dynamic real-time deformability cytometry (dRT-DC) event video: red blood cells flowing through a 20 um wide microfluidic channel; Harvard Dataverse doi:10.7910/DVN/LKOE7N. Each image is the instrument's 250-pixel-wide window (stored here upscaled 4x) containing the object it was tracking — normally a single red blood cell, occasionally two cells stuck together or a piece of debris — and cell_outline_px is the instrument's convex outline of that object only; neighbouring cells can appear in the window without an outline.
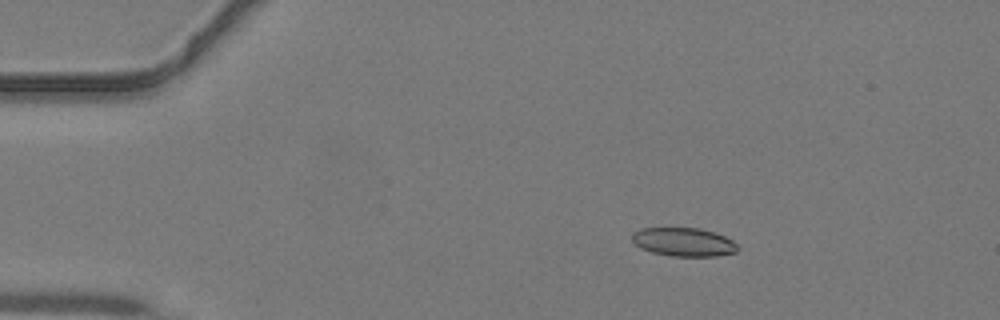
{"species": "common noctule bat (a hibernating species)", "species_latin": "Nyctalus noctula", "temperature_condition": "warm", "stored_images_in_passage": 43, "camera_frame_rate_fps": 3000, "um_per_image_px": 0.085, "animal": {"sex": "male", "body_mass_g": 19.2, "forearm_length_mm": 51.8}, "frame": {"image": 1, "passage_image": 7, "time_ms": 2.0, "image_size_px": [1000, 320], "cell_outline_px": [[740, 248], [736, 252], [716, 256], [672, 256], [652, 252], [640, 248], [632, 240], [632, 232], [640, 228], [700, 228], [724, 236], [732, 240]], "centroid_in_image_um": [58.1, 20.57], "position_along_channel_um": 26.9, "area_um2": 17.57}}
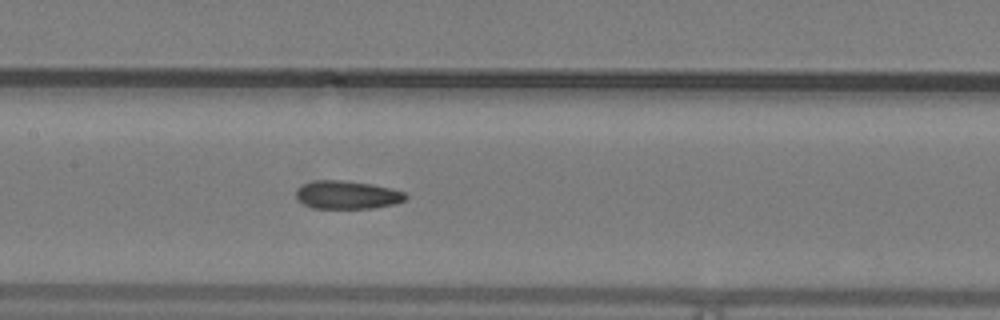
{"frame": {"image": 2, "passage_image": 21, "time_ms": 6.667, "image_size_px": [1000, 320], "cell_outline_px": [[408, 196], [404, 200], [396, 204], [372, 208], [316, 208], [304, 204], [296, 196], [296, 188], [312, 180], [344, 180], [372, 184], [404, 192]], "centroid_in_image_um": [29.51, 16.55], "position_along_channel_um": 177.9, "area_um2": 17.92}}
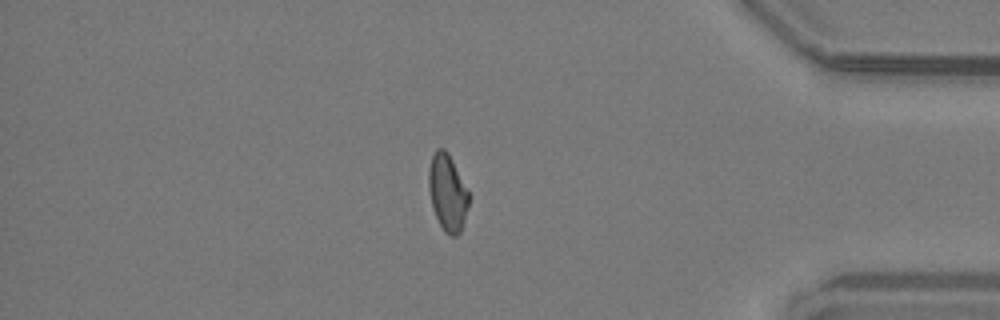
{"frame": {"image": 3, "passage_image": 37, "time_ms": 12.0, "image_size_px": [1000, 320], "cell_outline_px": [[468, 204], [464, 220], [460, 232], [456, 236], [452, 236], [444, 232], [432, 208], [428, 188], [428, 168], [432, 156], [436, 148], [444, 148], [448, 152], [468, 192]], "centroid_in_image_um": [38.0, 16.36], "position_along_channel_um": 397.2, "area_um2": 17.74}}